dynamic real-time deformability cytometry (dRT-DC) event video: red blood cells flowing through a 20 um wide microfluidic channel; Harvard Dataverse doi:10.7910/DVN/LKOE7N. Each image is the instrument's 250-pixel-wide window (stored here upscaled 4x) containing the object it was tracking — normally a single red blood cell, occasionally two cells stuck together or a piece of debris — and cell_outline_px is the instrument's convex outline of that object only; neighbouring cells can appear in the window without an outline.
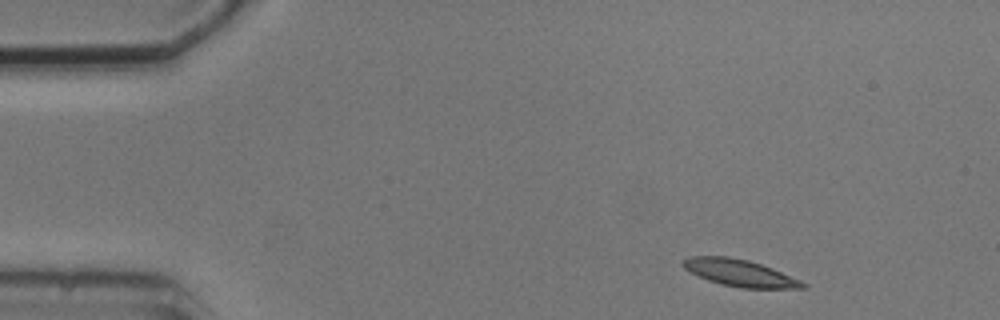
{"species": "common noctule bat (a hibernating species)", "species_latin": "Nyctalus noctula", "temperature_condition": "cold", "stored_images_in_passage": 5, "camera_frame_rate_fps": 3000, "um_per_image_px": 0.085, "animal": {"sex": "male", "body_mass_g": 20.5, "forearm_length_mm": 52.5}, "frame": {"image": 1, "passage_image": 1, "time_ms": 0.0, "image_size_px": [1000, 320], "cell_outline_px": [[808, 288], [740, 288], [720, 284], [708, 280], [684, 268], [680, 264], [688, 256], [728, 256], [748, 260], [772, 268], [800, 280], [808, 284]], "centroid_in_image_um": [62.89, 23.2], "position_along_channel_um": 22.1, "area_um2": 18.67}}
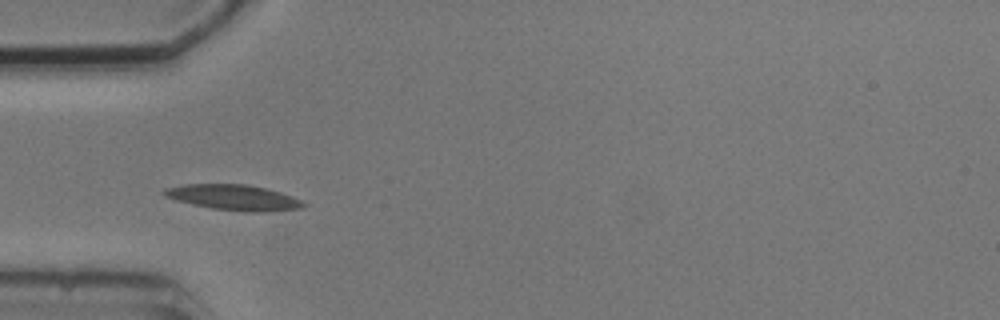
{"frame": {"image": 2, "passage_image": 4, "time_ms": 3.333, "image_size_px": [1000, 320], "cell_outline_px": [[308, 204], [304, 208], [264, 212], [244, 212], [212, 208], [192, 204], [176, 200], [164, 196], [160, 192], [164, 188], [184, 184], [244, 184], [268, 188], [292, 196]], "centroid_in_image_um": [19.87, 16.78], "position_along_channel_um": 65.1, "area_um2": 20.92}}
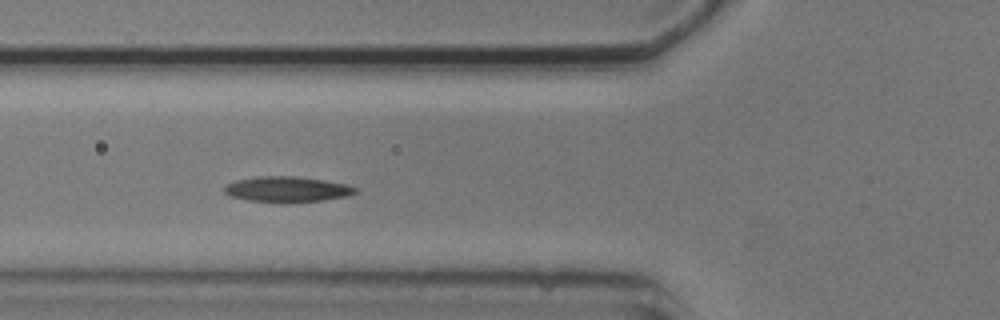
{"frame": {"image": 3, "passage_image": 5, "time_ms": 4.333, "image_size_px": [1000, 320], "cell_outline_px": [[360, 188], [356, 192], [348, 196], [324, 200], [284, 204], [280, 204], [248, 200], [232, 196], [224, 192], [224, 188], [228, 184], [236, 180], [256, 176], [292, 176], [324, 180], [348, 184]], "centroid_in_image_um": [24.45, 16.11], "position_along_channel_um": 101.4, "area_um2": 19.88}}